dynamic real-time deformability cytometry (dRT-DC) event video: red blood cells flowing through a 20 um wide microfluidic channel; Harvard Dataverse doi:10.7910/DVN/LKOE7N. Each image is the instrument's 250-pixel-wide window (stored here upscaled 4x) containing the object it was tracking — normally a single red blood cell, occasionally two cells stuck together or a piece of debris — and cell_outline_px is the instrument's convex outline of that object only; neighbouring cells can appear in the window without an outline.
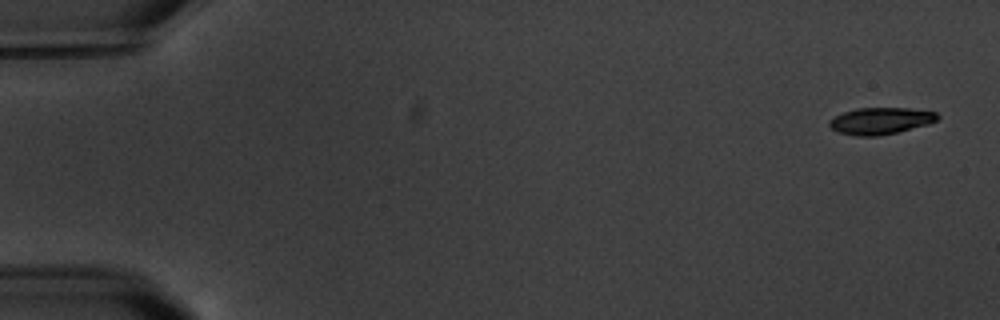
{"species": "common noctule bat (a hibernating species)", "species_latin": "Nyctalus noctula", "temperature_condition": "warm", "stored_images_in_passage": 8, "camera_frame_rate_fps": 3000, "um_per_image_px": 0.085, "animal": {"sex": "male", "body_mass_g": 20.1, "forearm_length_mm": 53.5}, "frame": {"image": 1, "passage_image": 1, "time_ms": 0.0, "image_size_px": [1000, 320], "cell_outline_px": [[940, 116], [936, 120], [928, 124], [896, 132], [876, 136], [856, 136], [836, 132], [828, 124], [828, 120], [844, 112], [856, 108], [908, 108], [936, 112]], "centroid_in_image_um": [74.82, 10.27], "position_along_channel_um": 10.2, "area_um2": 16.76}}
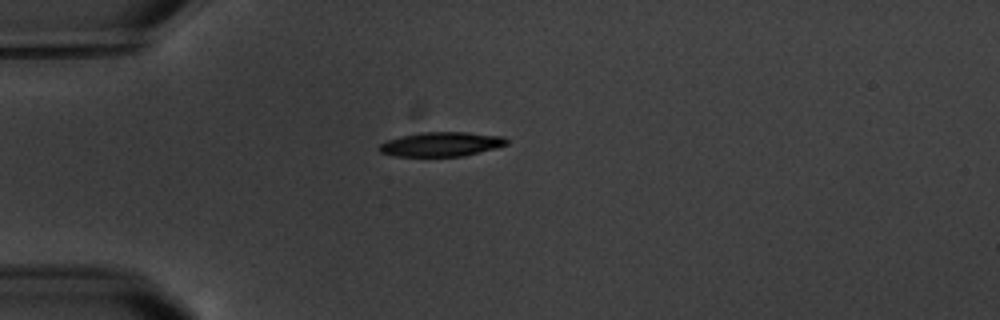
{"frame": {"image": 2, "passage_image": 5, "time_ms": 4.667, "image_size_px": [1000, 320], "cell_outline_px": [[508, 144], [496, 148], [464, 156], [396, 156], [380, 152], [376, 148], [380, 144], [388, 140], [400, 136], [420, 132], [468, 132], [504, 136], [508, 140]], "centroid_in_image_um": [37.52, 12.25], "position_along_channel_um": 47.5, "area_um2": 18.21}}
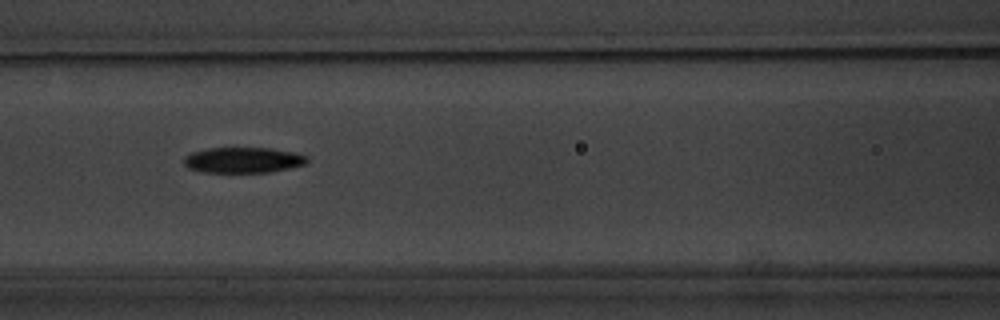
{"frame": {"image": 3, "passage_image": 8, "time_ms": 8.0, "image_size_px": [1000, 320], "cell_outline_px": [[308, 160], [304, 164], [288, 168], [268, 172], [204, 172], [188, 168], [184, 164], [184, 156], [192, 152], [208, 148], [272, 148], [296, 152], [308, 156]], "centroid_in_image_um": [20.67, 13.59], "position_along_channel_um": 145.9, "area_um2": 18.38}}